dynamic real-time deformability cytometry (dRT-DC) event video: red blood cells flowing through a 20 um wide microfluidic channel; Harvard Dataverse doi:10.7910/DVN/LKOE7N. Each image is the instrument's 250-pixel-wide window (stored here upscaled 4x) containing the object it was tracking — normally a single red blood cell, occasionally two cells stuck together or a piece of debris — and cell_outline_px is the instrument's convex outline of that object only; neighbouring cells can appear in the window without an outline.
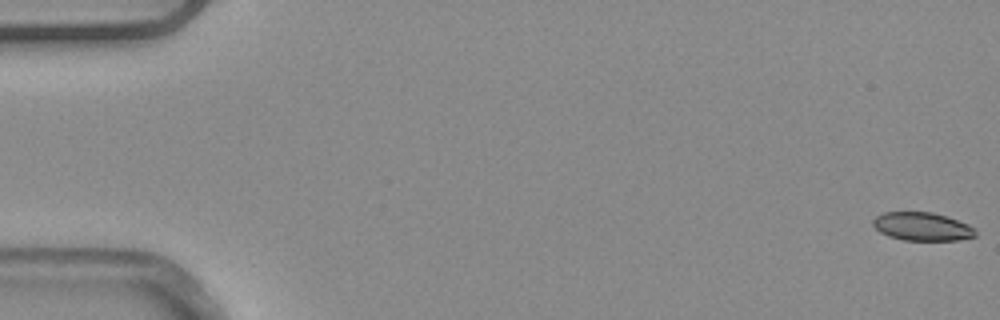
{"species": "common noctule bat (a hibernating species)", "species_latin": "Nyctalus noctula", "temperature_condition": "warm", "stored_images_in_passage": 53, "camera_frame_rate_fps": 3000, "um_per_image_px": 0.085, "animal": {"sex": "male", "body_mass_g": 20.4}, "frame": {"image": 1, "passage_image": 1, "time_ms": 0.0, "image_size_px": [1000, 320], "cell_outline_px": [[976, 236], [960, 240], [904, 240], [888, 236], [880, 232], [872, 224], [872, 220], [876, 216], [884, 212], [932, 212], [948, 216], [968, 224], [976, 228]], "centroid_in_image_um": [78.41, 19.25], "position_along_channel_um": 6.6, "area_um2": 17.05}}
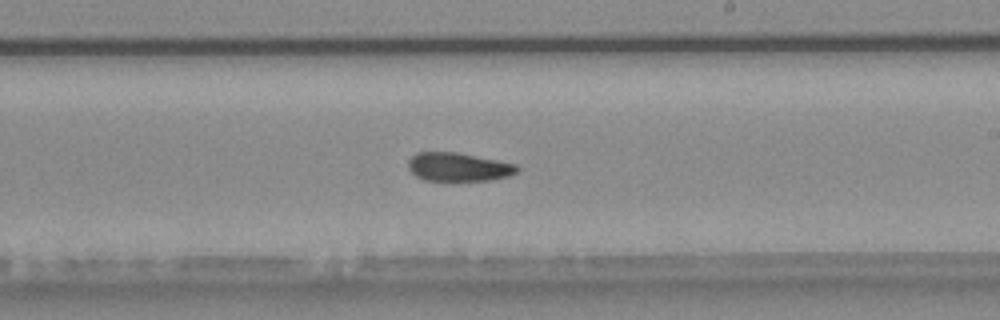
{"frame": {"image": 2, "passage_image": 32, "time_ms": 10.333, "image_size_px": [1000, 320], "cell_outline_px": [[520, 172], [508, 176], [488, 180], [424, 180], [416, 176], [408, 168], [408, 160], [416, 152], [456, 152], [516, 164], [520, 168]], "centroid_in_image_um": [38.97, 14.19], "position_along_channel_um": 250.0, "area_um2": 18.03}}
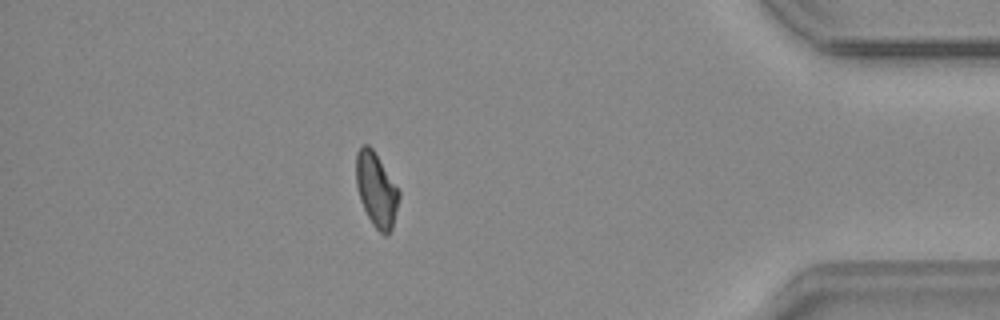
{"frame": {"image": 3, "passage_image": 47, "time_ms": 15.333, "image_size_px": [1000, 320], "cell_outline_px": [[400, 196], [392, 228], [384, 236], [372, 224], [360, 200], [356, 184], [356, 152], [360, 144], [368, 144], [372, 148], [400, 192]], "centroid_in_image_um": [31.97, 16.1], "position_along_channel_um": 403.2, "area_um2": 18.32}, "authors_computed_cell_mechanics": {"area_um2": 18.6694, "velocity_mm_per_s": 3.8914, "shape_relaxation_time_tau1_ms": null, "shape_relaxation_time_tau2_ms": 3.7332, "deformation_change_tau1": null, "deformation_change_tau2": 0.0858}}